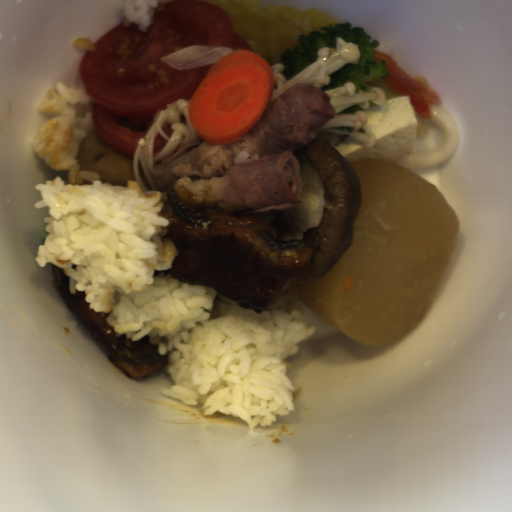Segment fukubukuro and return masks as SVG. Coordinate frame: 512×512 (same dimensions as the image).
<instances>
[{
	"instance_id": "fukubukuro-2",
	"label": "fukubukuro",
	"mask_w": 512,
	"mask_h": 512,
	"mask_svg": "<svg viewBox=\"0 0 512 512\" xmlns=\"http://www.w3.org/2000/svg\"><path fill=\"white\" fill-rule=\"evenodd\" d=\"M137 166H138L139 176H140V178H141V180H142V182H143V184L145 186V190H152L151 184H150V182H149V180H148V178H147V176L145 174V171H144L140 161L137 162Z\"/></svg>"
},
{
	"instance_id": "fukubukuro-1",
	"label": "fukubukuro",
	"mask_w": 512,
	"mask_h": 512,
	"mask_svg": "<svg viewBox=\"0 0 512 512\" xmlns=\"http://www.w3.org/2000/svg\"><path fill=\"white\" fill-rule=\"evenodd\" d=\"M76 159L81 169L93 170L104 183L123 186L127 180L136 182L135 158L117 151L94 128L80 141Z\"/></svg>"
}]
</instances>
